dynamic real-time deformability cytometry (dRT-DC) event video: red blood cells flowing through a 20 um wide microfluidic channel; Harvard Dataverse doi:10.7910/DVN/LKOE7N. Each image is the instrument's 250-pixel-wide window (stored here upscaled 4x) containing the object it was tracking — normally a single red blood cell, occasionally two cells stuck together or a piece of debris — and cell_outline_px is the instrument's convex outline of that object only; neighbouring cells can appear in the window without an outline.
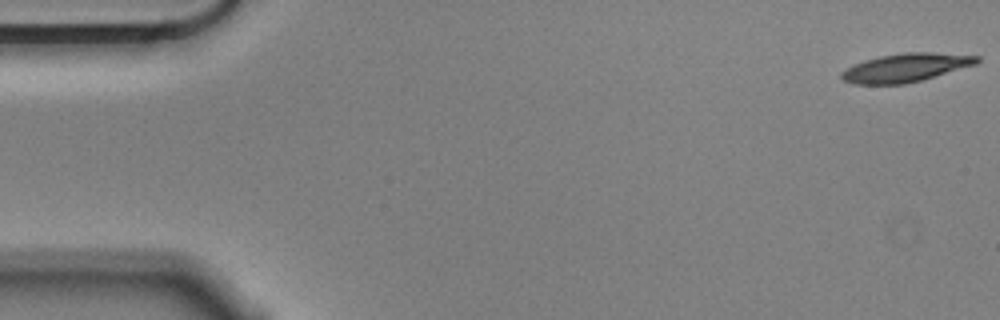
{"species": "Egyptian fruit bat (a non-hibernating species)", "species_latin": "Rousettus aegyptiacus", "temperature_condition": "cold", "stored_images_in_passage": 14, "camera_frame_rate_fps": 3000, "um_per_image_px": 0.085, "animal": {"sex": "male"}, "frame": {"image": 1, "passage_image": 1, "time_ms": 0.0, "image_size_px": [1000, 320], "cell_outline_px": [[980, 60], [976, 64], [920, 80], [904, 84], [852, 84], [844, 80], [840, 76], [848, 68], [856, 64], [880, 56], [904, 52], [932, 52], [980, 56]], "centroid_in_image_um": [77.02, 5.74], "position_along_channel_um": 8.0, "area_um2": 21.96}}